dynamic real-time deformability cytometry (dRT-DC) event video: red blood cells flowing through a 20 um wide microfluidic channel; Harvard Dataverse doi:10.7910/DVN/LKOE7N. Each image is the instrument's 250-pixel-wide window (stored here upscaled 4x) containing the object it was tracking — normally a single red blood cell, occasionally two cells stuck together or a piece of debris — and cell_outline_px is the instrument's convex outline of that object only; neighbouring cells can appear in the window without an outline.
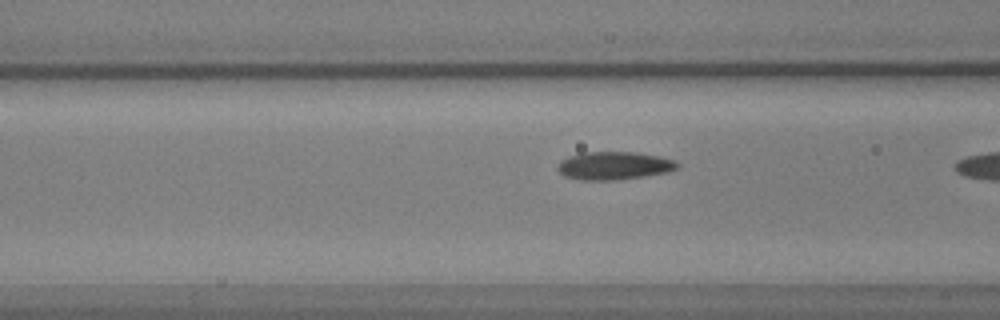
{"species": "common noctule bat (a hibernating species)", "species_latin": "Nyctalus noctula", "temperature_condition": "warm", "stored_images_in_passage": 9, "camera_frame_rate_fps": 3000, "um_per_image_px": 0.085, "animal": {"sex": "male", "body_mass_g": 17.9, "forearm_length_mm": 54.2}, "frame": {"image": 1, "passage_image": 8, "time_ms": 2.333, "image_size_px": [1000, 320], "cell_outline_px": [[680, 168], [668, 172], [644, 176], [616, 180], [580, 180], [564, 176], [556, 168], [556, 164], [560, 160], [568, 156], [584, 152], [636, 152], [660, 156], [676, 160], [680, 164]], "centroid_in_image_um": [52.2, 14.08], "position_along_channel_um": 114.4, "area_um2": 19.88}}